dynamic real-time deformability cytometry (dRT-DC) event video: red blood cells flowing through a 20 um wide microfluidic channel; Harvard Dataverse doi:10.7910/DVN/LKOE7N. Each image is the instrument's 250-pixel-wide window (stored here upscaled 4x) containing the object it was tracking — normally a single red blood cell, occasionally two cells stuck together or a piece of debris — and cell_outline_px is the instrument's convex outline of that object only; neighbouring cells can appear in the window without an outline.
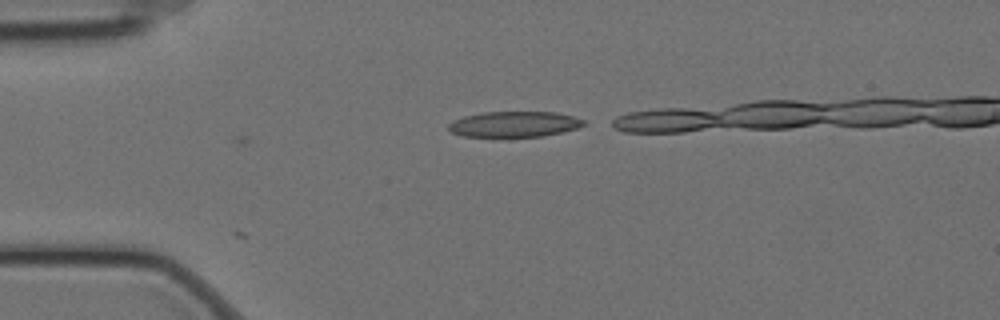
{"species": "Egyptian fruit bat (a non-hibernating species)", "species_latin": "Rousettus aegyptiacus", "temperature_condition": "cold", "stored_images_in_passage": 4, "camera_frame_rate_fps": 3000, "um_per_image_px": 0.085, "animal": {"sex": "female"}, "frame": {"image": 1, "passage_image": 4, "time_ms": 1.0, "image_size_px": [1000, 320], "cell_outline_px": [[588, 124], [576, 128], [544, 136], [508, 140], [464, 136], [452, 132], [448, 128], [448, 124], [452, 120], [464, 116], [484, 112], [556, 112], [572, 116], [584, 120]], "centroid_in_image_um": [43.67, 10.61], "position_along_channel_um": 41.3, "area_um2": 21.15}}